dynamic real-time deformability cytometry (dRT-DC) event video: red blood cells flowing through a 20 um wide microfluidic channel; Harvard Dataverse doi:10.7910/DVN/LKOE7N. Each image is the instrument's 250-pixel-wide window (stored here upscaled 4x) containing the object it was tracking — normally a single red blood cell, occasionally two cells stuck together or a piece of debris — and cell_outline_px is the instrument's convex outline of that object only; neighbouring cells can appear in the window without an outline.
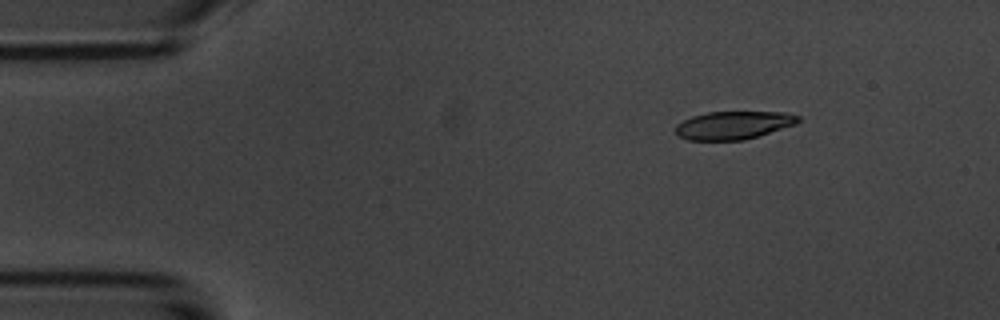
{"species": "common noctule bat (a hibernating species)", "species_latin": "Nyctalus noctula", "temperature_condition": "room temperature", "stored_images_in_passage": 5, "camera_frame_rate_fps": 3000, "um_per_image_px": 0.085, "animal": {"sex": "male", "body_mass_g": 20.1, "forearm_length_mm": 53.5}, "frame": {"image": 1, "passage_image": 2, "time_ms": 2.0, "image_size_px": [1000, 320], "cell_outline_px": [[800, 120], [796, 124], [744, 140], [688, 140], [680, 136], [676, 132], [676, 124], [692, 116], [708, 112], [788, 112], [800, 116]], "centroid_in_image_um": [62.36, 10.63], "position_along_channel_um": 22.6, "area_um2": 19.94}}
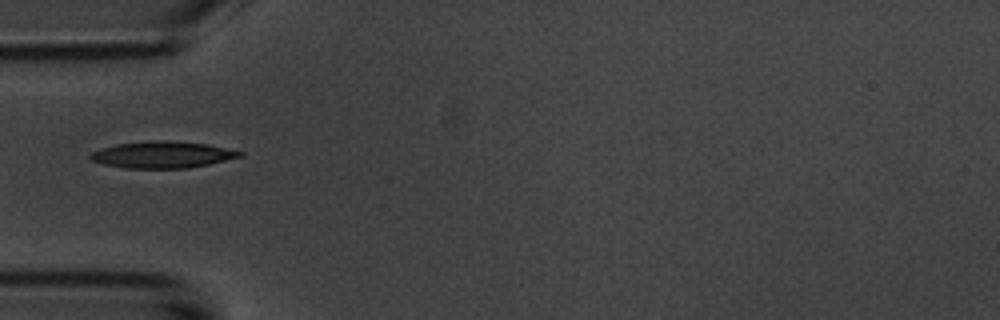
{"frame": {"image": 2, "passage_image": 5, "time_ms": 5.333, "image_size_px": [1000, 320], "cell_outline_px": [[244, 156], [208, 164], [188, 168], [124, 168], [104, 164], [92, 160], [88, 156], [92, 152], [100, 148], [116, 144], [152, 140], [168, 140], [208, 144], [244, 152]], "centroid_in_image_um": [13.81, 13.14], "position_along_channel_um": 71.2, "area_um2": 23.24}}